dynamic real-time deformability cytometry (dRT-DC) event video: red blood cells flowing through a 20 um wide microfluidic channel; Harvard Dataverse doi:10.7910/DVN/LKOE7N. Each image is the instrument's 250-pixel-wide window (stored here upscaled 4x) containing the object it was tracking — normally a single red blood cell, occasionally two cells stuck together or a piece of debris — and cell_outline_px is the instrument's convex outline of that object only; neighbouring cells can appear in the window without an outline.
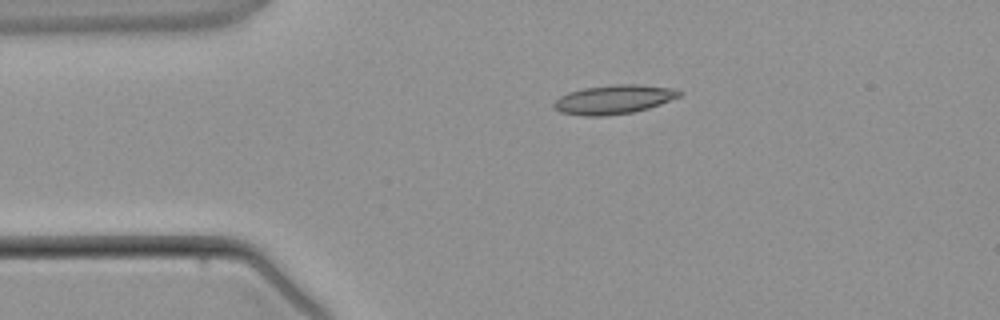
{"species": "common noctule bat (a hibernating species)", "species_latin": "Nyctalus noctula", "temperature_condition": "warm", "stored_images_in_passage": 3, "camera_frame_rate_fps": 3000, "um_per_image_px": 0.085, "animal": {"sex": "male", "body_mass_g": 21.5, "forearm_length_mm": 52.0}, "frame": {"image": 1, "passage_image": 2, "time_ms": 2.0, "image_size_px": [1000, 320], "cell_outline_px": [[680, 96], [660, 104], [648, 108], [632, 112], [604, 116], [584, 116], [560, 112], [552, 104], [560, 96], [568, 92], [584, 88], [616, 84], [636, 84], [668, 88], [680, 92]], "centroid_in_image_um": [52.11, 8.46], "position_along_channel_um": 32.9, "area_um2": 20.87}}